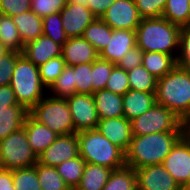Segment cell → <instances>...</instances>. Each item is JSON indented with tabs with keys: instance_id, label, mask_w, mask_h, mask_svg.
<instances>
[{
	"instance_id": "1",
	"label": "cell",
	"mask_w": 190,
	"mask_h": 190,
	"mask_svg": "<svg viewBox=\"0 0 190 190\" xmlns=\"http://www.w3.org/2000/svg\"><path fill=\"white\" fill-rule=\"evenodd\" d=\"M186 132H161L132 136L125 152L126 166L139 169L148 165L162 164L175 143Z\"/></svg>"
},
{
	"instance_id": "2",
	"label": "cell",
	"mask_w": 190,
	"mask_h": 190,
	"mask_svg": "<svg viewBox=\"0 0 190 190\" xmlns=\"http://www.w3.org/2000/svg\"><path fill=\"white\" fill-rule=\"evenodd\" d=\"M156 103L165 106L185 124L190 122V71L176 65L157 79Z\"/></svg>"
},
{
	"instance_id": "3",
	"label": "cell",
	"mask_w": 190,
	"mask_h": 190,
	"mask_svg": "<svg viewBox=\"0 0 190 190\" xmlns=\"http://www.w3.org/2000/svg\"><path fill=\"white\" fill-rule=\"evenodd\" d=\"M180 29L163 17L142 18L136 28L137 46L143 52H161L176 59L174 52L179 49Z\"/></svg>"
},
{
	"instance_id": "4",
	"label": "cell",
	"mask_w": 190,
	"mask_h": 190,
	"mask_svg": "<svg viewBox=\"0 0 190 190\" xmlns=\"http://www.w3.org/2000/svg\"><path fill=\"white\" fill-rule=\"evenodd\" d=\"M79 156L86 162L108 167L112 170L126 165L125 152L97 129L77 133Z\"/></svg>"
},
{
	"instance_id": "5",
	"label": "cell",
	"mask_w": 190,
	"mask_h": 190,
	"mask_svg": "<svg viewBox=\"0 0 190 190\" xmlns=\"http://www.w3.org/2000/svg\"><path fill=\"white\" fill-rule=\"evenodd\" d=\"M10 85L18 103L28 112L45 96L43 90H46V87L40 80L38 66L22 54L16 60Z\"/></svg>"
},
{
	"instance_id": "6",
	"label": "cell",
	"mask_w": 190,
	"mask_h": 190,
	"mask_svg": "<svg viewBox=\"0 0 190 190\" xmlns=\"http://www.w3.org/2000/svg\"><path fill=\"white\" fill-rule=\"evenodd\" d=\"M40 124L58 135L75 133L71 112L66 99L45 96L28 113Z\"/></svg>"
},
{
	"instance_id": "7",
	"label": "cell",
	"mask_w": 190,
	"mask_h": 190,
	"mask_svg": "<svg viewBox=\"0 0 190 190\" xmlns=\"http://www.w3.org/2000/svg\"><path fill=\"white\" fill-rule=\"evenodd\" d=\"M161 132H187V124L165 106L157 103L141 116L131 120L132 136Z\"/></svg>"
},
{
	"instance_id": "8",
	"label": "cell",
	"mask_w": 190,
	"mask_h": 190,
	"mask_svg": "<svg viewBox=\"0 0 190 190\" xmlns=\"http://www.w3.org/2000/svg\"><path fill=\"white\" fill-rule=\"evenodd\" d=\"M38 156L32 150L24 127L0 141V162L3 169L34 166Z\"/></svg>"
},
{
	"instance_id": "9",
	"label": "cell",
	"mask_w": 190,
	"mask_h": 190,
	"mask_svg": "<svg viewBox=\"0 0 190 190\" xmlns=\"http://www.w3.org/2000/svg\"><path fill=\"white\" fill-rule=\"evenodd\" d=\"M162 165L181 188L190 182V133L188 131L175 143Z\"/></svg>"
},
{
	"instance_id": "10",
	"label": "cell",
	"mask_w": 190,
	"mask_h": 190,
	"mask_svg": "<svg viewBox=\"0 0 190 190\" xmlns=\"http://www.w3.org/2000/svg\"><path fill=\"white\" fill-rule=\"evenodd\" d=\"M66 101L76 133L97 128L99 117L93 95L75 93Z\"/></svg>"
},
{
	"instance_id": "11",
	"label": "cell",
	"mask_w": 190,
	"mask_h": 190,
	"mask_svg": "<svg viewBox=\"0 0 190 190\" xmlns=\"http://www.w3.org/2000/svg\"><path fill=\"white\" fill-rule=\"evenodd\" d=\"M100 19L115 30H136L142 17L135 0H116Z\"/></svg>"
},
{
	"instance_id": "12",
	"label": "cell",
	"mask_w": 190,
	"mask_h": 190,
	"mask_svg": "<svg viewBox=\"0 0 190 190\" xmlns=\"http://www.w3.org/2000/svg\"><path fill=\"white\" fill-rule=\"evenodd\" d=\"M79 156L77 133L59 135L56 140L41 154L37 163L56 167L66 160Z\"/></svg>"
},
{
	"instance_id": "13",
	"label": "cell",
	"mask_w": 190,
	"mask_h": 190,
	"mask_svg": "<svg viewBox=\"0 0 190 190\" xmlns=\"http://www.w3.org/2000/svg\"><path fill=\"white\" fill-rule=\"evenodd\" d=\"M137 190H182L162 164L135 169Z\"/></svg>"
},
{
	"instance_id": "14",
	"label": "cell",
	"mask_w": 190,
	"mask_h": 190,
	"mask_svg": "<svg viewBox=\"0 0 190 190\" xmlns=\"http://www.w3.org/2000/svg\"><path fill=\"white\" fill-rule=\"evenodd\" d=\"M60 16L68 38L82 37L85 28L97 19L89 8L71 3L65 4Z\"/></svg>"
},
{
	"instance_id": "15",
	"label": "cell",
	"mask_w": 190,
	"mask_h": 190,
	"mask_svg": "<svg viewBox=\"0 0 190 190\" xmlns=\"http://www.w3.org/2000/svg\"><path fill=\"white\" fill-rule=\"evenodd\" d=\"M137 46L136 30L113 29L108 45L99 53V58L117 64L133 47Z\"/></svg>"
},
{
	"instance_id": "16",
	"label": "cell",
	"mask_w": 190,
	"mask_h": 190,
	"mask_svg": "<svg viewBox=\"0 0 190 190\" xmlns=\"http://www.w3.org/2000/svg\"><path fill=\"white\" fill-rule=\"evenodd\" d=\"M96 129L124 152L128 150L132 139L131 121L124 116L99 119Z\"/></svg>"
},
{
	"instance_id": "17",
	"label": "cell",
	"mask_w": 190,
	"mask_h": 190,
	"mask_svg": "<svg viewBox=\"0 0 190 190\" xmlns=\"http://www.w3.org/2000/svg\"><path fill=\"white\" fill-rule=\"evenodd\" d=\"M62 59L68 66L93 63L99 58L98 51L83 37L68 38L62 45Z\"/></svg>"
},
{
	"instance_id": "18",
	"label": "cell",
	"mask_w": 190,
	"mask_h": 190,
	"mask_svg": "<svg viewBox=\"0 0 190 190\" xmlns=\"http://www.w3.org/2000/svg\"><path fill=\"white\" fill-rule=\"evenodd\" d=\"M62 46L44 35L24 45V55L35 66H40L48 60L61 55Z\"/></svg>"
},
{
	"instance_id": "19",
	"label": "cell",
	"mask_w": 190,
	"mask_h": 190,
	"mask_svg": "<svg viewBox=\"0 0 190 190\" xmlns=\"http://www.w3.org/2000/svg\"><path fill=\"white\" fill-rule=\"evenodd\" d=\"M23 127L29 144L37 156L45 151L59 136L46 125L34 120L29 114L24 120Z\"/></svg>"
},
{
	"instance_id": "20",
	"label": "cell",
	"mask_w": 190,
	"mask_h": 190,
	"mask_svg": "<svg viewBox=\"0 0 190 190\" xmlns=\"http://www.w3.org/2000/svg\"><path fill=\"white\" fill-rule=\"evenodd\" d=\"M122 97L124 117L130 121L141 116L156 104L155 93L129 89Z\"/></svg>"
},
{
	"instance_id": "21",
	"label": "cell",
	"mask_w": 190,
	"mask_h": 190,
	"mask_svg": "<svg viewBox=\"0 0 190 190\" xmlns=\"http://www.w3.org/2000/svg\"><path fill=\"white\" fill-rule=\"evenodd\" d=\"M92 95L99 119L124 116L122 95L115 94L107 89L95 91Z\"/></svg>"
},
{
	"instance_id": "22",
	"label": "cell",
	"mask_w": 190,
	"mask_h": 190,
	"mask_svg": "<svg viewBox=\"0 0 190 190\" xmlns=\"http://www.w3.org/2000/svg\"><path fill=\"white\" fill-rule=\"evenodd\" d=\"M12 19L19 31L23 45L43 35L42 18L33 11L30 10L13 16Z\"/></svg>"
},
{
	"instance_id": "23",
	"label": "cell",
	"mask_w": 190,
	"mask_h": 190,
	"mask_svg": "<svg viewBox=\"0 0 190 190\" xmlns=\"http://www.w3.org/2000/svg\"><path fill=\"white\" fill-rule=\"evenodd\" d=\"M112 169L97 164L86 163L77 188L81 190H102Z\"/></svg>"
},
{
	"instance_id": "24",
	"label": "cell",
	"mask_w": 190,
	"mask_h": 190,
	"mask_svg": "<svg viewBox=\"0 0 190 190\" xmlns=\"http://www.w3.org/2000/svg\"><path fill=\"white\" fill-rule=\"evenodd\" d=\"M142 65L157 79L168 74L177 64L172 55L161 52H144Z\"/></svg>"
},
{
	"instance_id": "25",
	"label": "cell",
	"mask_w": 190,
	"mask_h": 190,
	"mask_svg": "<svg viewBox=\"0 0 190 190\" xmlns=\"http://www.w3.org/2000/svg\"><path fill=\"white\" fill-rule=\"evenodd\" d=\"M28 113L20 104L10 106V111L0 112V141L21 129Z\"/></svg>"
},
{
	"instance_id": "26",
	"label": "cell",
	"mask_w": 190,
	"mask_h": 190,
	"mask_svg": "<svg viewBox=\"0 0 190 190\" xmlns=\"http://www.w3.org/2000/svg\"><path fill=\"white\" fill-rule=\"evenodd\" d=\"M161 17L180 28L189 26L190 0H167Z\"/></svg>"
},
{
	"instance_id": "27",
	"label": "cell",
	"mask_w": 190,
	"mask_h": 190,
	"mask_svg": "<svg viewBox=\"0 0 190 190\" xmlns=\"http://www.w3.org/2000/svg\"><path fill=\"white\" fill-rule=\"evenodd\" d=\"M112 31L108 24L97 18L85 28L82 37L100 53L108 45Z\"/></svg>"
},
{
	"instance_id": "28",
	"label": "cell",
	"mask_w": 190,
	"mask_h": 190,
	"mask_svg": "<svg viewBox=\"0 0 190 190\" xmlns=\"http://www.w3.org/2000/svg\"><path fill=\"white\" fill-rule=\"evenodd\" d=\"M102 190H137L135 169L125 165L119 169L112 170Z\"/></svg>"
},
{
	"instance_id": "29",
	"label": "cell",
	"mask_w": 190,
	"mask_h": 190,
	"mask_svg": "<svg viewBox=\"0 0 190 190\" xmlns=\"http://www.w3.org/2000/svg\"><path fill=\"white\" fill-rule=\"evenodd\" d=\"M0 40L9 51L22 53L23 43L12 17L1 14Z\"/></svg>"
},
{
	"instance_id": "30",
	"label": "cell",
	"mask_w": 190,
	"mask_h": 190,
	"mask_svg": "<svg viewBox=\"0 0 190 190\" xmlns=\"http://www.w3.org/2000/svg\"><path fill=\"white\" fill-rule=\"evenodd\" d=\"M85 165L86 162L80 156H77L70 160L64 161L55 168L67 186L71 189L79 185Z\"/></svg>"
},
{
	"instance_id": "31",
	"label": "cell",
	"mask_w": 190,
	"mask_h": 190,
	"mask_svg": "<svg viewBox=\"0 0 190 190\" xmlns=\"http://www.w3.org/2000/svg\"><path fill=\"white\" fill-rule=\"evenodd\" d=\"M41 190H70L55 167L35 164Z\"/></svg>"
},
{
	"instance_id": "32",
	"label": "cell",
	"mask_w": 190,
	"mask_h": 190,
	"mask_svg": "<svg viewBox=\"0 0 190 190\" xmlns=\"http://www.w3.org/2000/svg\"><path fill=\"white\" fill-rule=\"evenodd\" d=\"M130 89L155 93L157 78L149 73L143 65L127 71Z\"/></svg>"
},
{
	"instance_id": "33",
	"label": "cell",
	"mask_w": 190,
	"mask_h": 190,
	"mask_svg": "<svg viewBox=\"0 0 190 190\" xmlns=\"http://www.w3.org/2000/svg\"><path fill=\"white\" fill-rule=\"evenodd\" d=\"M49 91L50 94L52 92V96L62 99H68L76 93V85L74 84V69L72 66H65L63 72L50 86Z\"/></svg>"
},
{
	"instance_id": "34",
	"label": "cell",
	"mask_w": 190,
	"mask_h": 190,
	"mask_svg": "<svg viewBox=\"0 0 190 190\" xmlns=\"http://www.w3.org/2000/svg\"><path fill=\"white\" fill-rule=\"evenodd\" d=\"M13 184L16 190H41L35 165L12 170Z\"/></svg>"
},
{
	"instance_id": "35",
	"label": "cell",
	"mask_w": 190,
	"mask_h": 190,
	"mask_svg": "<svg viewBox=\"0 0 190 190\" xmlns=\"http://www.w3.org/2000/svg\"><path fill=\"white\" fill-rule=\"evenodd\" d=\"M42 30L44 36L51 38L61 46L68 40L63 29L60 13H53L42 18Z\"/></svg>"
},
{
	"instance_id": "36",
	"label": "cell",
	"mask_w": 190,
	"mask_h": 190,
	"mask_svg": "<svg viewBox=\"0 0 190 190\" xmlns=\"http://www.w3.org/2000/svg\"><path fill=\"white\" fill-rule=\"evenodd\" d=\"M66 64L62 56H58L48 60L46 63L38 66L40 80L42 84L49 89L50 86L57 80L59 75L63 72Z\"/></svg>"
},
{
	"instance_id": "37",
	"label": "cell",
	"mask_w": 190,
	"mask_h": 190,
	"mask_svg": "<svg viewBox=\"0 0 190 190\" xmlns=\"http://www.w3.org/2000/svg\"><path fill=\"white\" fill-rule=\"evenodd\" d=\"M116 64L98 58L92 63V89L98 91L105 89L108 78Z\"/></svg>"
},
{
	"instance_id": "38",
	"label": "cell",
	"mask_w": 190,
	"mask_h": 190,
	"mask_svg": "<svg viewBox=\"0 0 190 190\" xmlns=\"http://www.w3.org/2000/svg\"><path fill=\"white\" fill-rule=\"evenodd\" d=\"M74 69V84L76 85V93L93 94L92 89V63H83L72 66Z\"/></svg>"
},
{
	"instance_id": "39",
	"label": "cell",
	"mask_w": 190,
	"mask_h": 190,
	"mask_svg": "<svg viewBox=\"0 0 190 190\" xmlns=\"http://www.w3.org/2000/svg\"><path fill=\"white\" fill-rule=\"evenodd\" d=\"M105 89L123 96L130 89L127 71L115 65Z\"/></svg>"
},
{
	"instance_id": "40",
	"label": "cell",
	"mask_w": 190,
	"mask_h": 190,
	"mask_svg": "<svg viewBox=\"0 0 190 190\" xmlns=\"http://www.w3.org/2000/svg\"><path fill=\"white\" fill-rule=\"evenodd\" d=\"M179 53L176 64L190 71V25L180 29Z\"/></svg>"
},
{
	"instance_id": "41",
	"label": "cell",
	"mask_w": 190,
	"mask_h": 190,
	"mask_svg": "<svg viewBox=\"0 0 190 190\" xmlns=\"http://www.w3.org/2000/svg\"><path fill=\"white\" fill-rule=\"evenodd\" d=\"M167 0H135L137 10L142 18H160Z\"/></svg>"
},
{
	"instance_id": "42",
	"label": "cell",
	"mask_w": 190,
	"mask_h": 190,
	"mask_svg": "<svg viewBox=\"0 0 190 190\" xmlns=\"http://www.w3.org/2000/svg\"><path fill=\"white\" fill-rule=\"evenodd\" d=\"M66 0H32L31 11L44 18L53 13H60L65 7Z\"/></svg>"
},
{
	"instance_id": "43",
	"label": "cell",
	"mask_w": 190,
	"mask_h": 190,
	"mask_svg": "<svg viewBox=\"0 0 190 190\" xmlns=\"http://www.w3.org/2000/svg\"><path fill=\"white\" fill-rule=\"evenodd\" d=\"M22 53L9 51L0 59V86L10 84L16 60Z\"/></svg>"
},
{
	"instance_id": "44",
	"label": "cell",
	"mask_w": 190,
	"mask_h": 190,
	"mask_svg": "<svg viewBox=\"0 0 190 190\" xmlns=\"http://www.w3.org/2000/svg\"><path fill=\"white\" fill-rule=\"evenodd\" d=\"M31 0H0V13L5 16H16L31 9Z\"/></svg>"
},
{
	"instance_id": "45",
	"label": "cell",
	"mask_w": 190,
	"mask_h": 190,
	"mask_svg": "<svg viewBox=\"0 0 190 190\" xmlns=\"http://www.w3.org/2000/svg\"><path fill=\"white\" fill-rule=\"evenodd\" d=\"M143 54L144 52L138 46H135L116 65L125 71H130L142 65Z\"/></svg>"
},
{
	"instance_id": "46",
	"label": "cell",
	"mask_w": 190,
	"mask_h": 190,
	"mask_svg": "<svg viewBox=\"0 0 190 190\" xmlns=\"http://www.w3.org/2000/svg\"><path fill=\"white\" fill-rule=\"evenodd\" d=\"M19 104L10 84L0 86V112L10 111V106Z\"/></svg>"
},
{
	"instance_id": "47",
	"label": "cell",
	"mask_w": 190,
	"mask_h": 190,
	"mask_svg": "<svg viewBox=\"0 0 190 190\" xmlns=\"http://www.w3.org/2000/svg\"><path fill=\"white\" fill-rule=\"evenodd\" d=\"M116 0H89V9L97 17L101 16Z\"/></svg>"
},
{
	"instance_id": "48",
	"label": "cell",
	"mask_w": 190,
	"mask_h": 190,
	"mask_svg": "<svg viewBox=\"0 0 190 190\" xmlns=\"http://www.w3.org/2000/svg\"><path fill=\"white\" fill-rule=\"evenodd\" d=\"M0 190H16L13 184L12 170H0Z\"/></svg>"
},
{
	"instance_id": "49",
	"label": "cell",
	"mask_w": 190,
	"mask_h": 190,
	"mask_svg": "<svg viewBox=\"0 0 190 190\" xmlns=\"http://www.w3.org/2000/svg\"><path fill=\"white\" fill-rule=\"evenodd\" d=\"M66 3L80 4L82 6L89 8V0H66Z\"/></svg>"
},
{
	"instance_id": "50",
	"label": "cell",
	"mask_w": 190,
	"mask_h": 190,
	"mask_svg": "<svg viewBox=\"0 0 190 190\" xmlns=\"http://www.w3.org/2000/svg\"><path fill=\"white\" fill-rule=\"evenodd\" d=\"M8 52H9V50L5 47L3 42L0 40V59H1L2 56L7 54Z\"/></svg>"
},
{
	"instance_id": "51",
	"label": "cell",
	"mask_w": 190,
	"mask_h": 190,
	"mask_svg": "<svg viewBox=\"0 0 190 190\" xmlns=\"http://www.w3.org/2000/svg\"><path fill=\"white\" fill-rule=\"evenodd\" d=\"M182 190H190V182L188 184H186Z\"/></svg>"
},
{
	"instance_id": "52",
	"label": "cell",
	"mask_w": 190,
	"mask_h": 190,
	"mask_svg": "<svg viewBox=\"0 0 190 190\" xmlns=\"http://www.w3.org/2000/svg\"><path fill=\"white\" fill-rule=\"evenodd\" d=\"M187 131L190 133V122L187 124Z\"/></svg>"
},
{
	"instance_id": "53",
	"label": "cell",
	"mask_w": 190,
	"mask_h": 190,
	"mask_svg": "<svg viewBox=\"0 0 190 190\" xmlns=\"http://www.w3.org/2000/svg\"><path fill=\"white\" fill-rule=\"evenodd\" d=\"M70 190H81V189L75 187V188H71Z\"/></svg>"
}]
</instances>
